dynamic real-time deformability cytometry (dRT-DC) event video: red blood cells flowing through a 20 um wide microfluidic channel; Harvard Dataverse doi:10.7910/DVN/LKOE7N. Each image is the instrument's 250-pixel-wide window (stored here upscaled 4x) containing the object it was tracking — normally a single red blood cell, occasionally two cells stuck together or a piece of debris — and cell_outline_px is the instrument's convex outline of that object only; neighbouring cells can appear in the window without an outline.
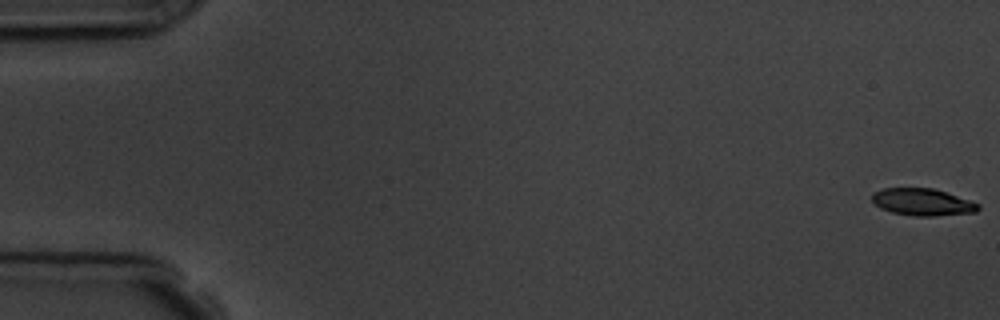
{"species": "common noctule bat (a hibernating species)", "species_latin": "Nyctalus noctula", "temperature_condition": "room temperature", "stored_images_in_passage": 5, "camera_frame_rate_fps": 3000, "um_per_image_px": 0.085, "animal": {"sex": "male", "body_mass_g": 19.5, "forearm_length_mm": 54.6}, "frame": {"image": 1, "passage_image": 1, "time_ms": 0.0, "image_size_px": [1000, 320], "cell_outline_px": [[980, 208], [976, 212], [932, 216], [912, 216], [892, 212], [880, 208], [872, 200], [872, 192], [884, 188], [932, 188], [980, 204]], "centroid_in_image_um": [78.38, 17.18], "position_along_channel_um": 6.6, "area_um2": 16.59}}
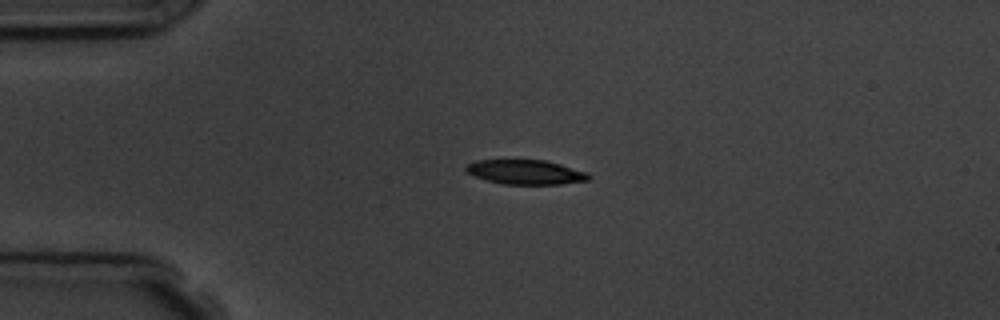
{"frame": {"image": 2, "passage_image": 4, "time_ms": 4.333, "image_size_px": [1000, 320], "cell_outline_px": [[588, 180], [560, 184], [504, 184], [484, 180], [468, 172], [464, 168], [464, 164], [476, 160], [544, 160], [560, 164], [588, 172]], "centroid_in_image_um": [44.63, 14.62], "position_along_channel_um": 40.4, "area_um2": 17.46}}